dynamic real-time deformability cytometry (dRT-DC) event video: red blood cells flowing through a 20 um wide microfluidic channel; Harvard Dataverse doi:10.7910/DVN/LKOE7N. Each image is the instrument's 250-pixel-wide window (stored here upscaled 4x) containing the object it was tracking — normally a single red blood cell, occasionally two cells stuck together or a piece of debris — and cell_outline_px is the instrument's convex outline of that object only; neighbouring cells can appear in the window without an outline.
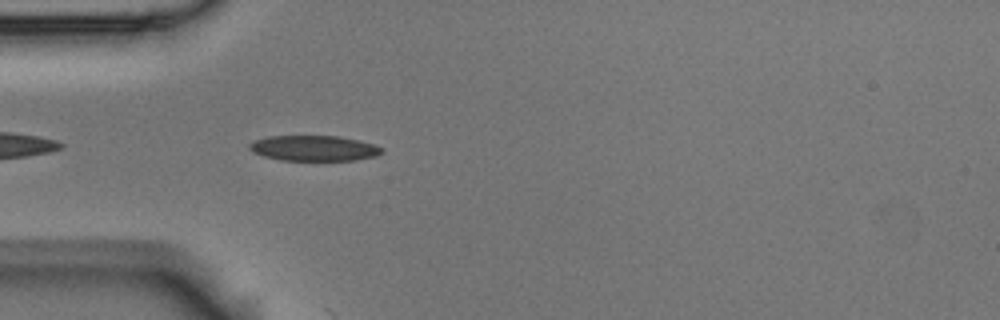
{"species": "Egyptian fruit bat (a non-hibernating species)", "species_latin": "Rousettus aegyptiacus", "temperature_condition": "room temperature", "stored_images_in_passage": 4, "camera_frame_rate_fps": 3000, "um_per_image_px": 0.085, "animal": {"sex": "male"}, "frame": {"image": 1, "passage_image": 4, "time_ms": 1.0, "image_size_px": [1000, 320], "cell_outline_px": [[384, 152], [376, 156], [356, 160], [280, 160], [264, 156], [252, 152], [248, 148], [248, 144], [252, 140], [268, 136], [340, 136], [372, 144], [384, 148]], "centroid_in_image_um": [26.65, 12.59], "position_along_channel_um": 58.3, "area_um2": 19.71}}